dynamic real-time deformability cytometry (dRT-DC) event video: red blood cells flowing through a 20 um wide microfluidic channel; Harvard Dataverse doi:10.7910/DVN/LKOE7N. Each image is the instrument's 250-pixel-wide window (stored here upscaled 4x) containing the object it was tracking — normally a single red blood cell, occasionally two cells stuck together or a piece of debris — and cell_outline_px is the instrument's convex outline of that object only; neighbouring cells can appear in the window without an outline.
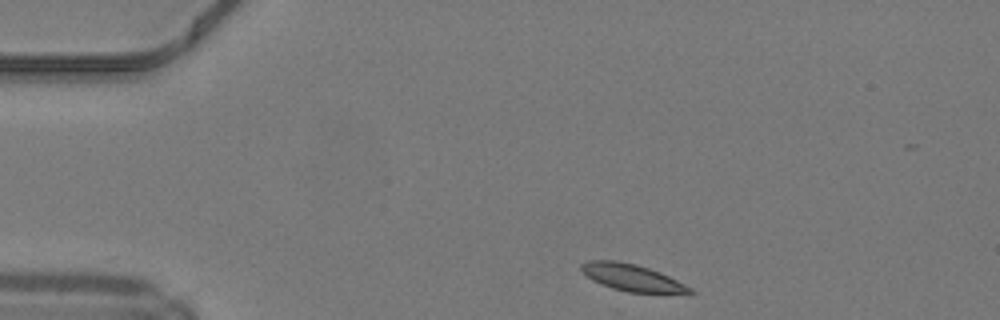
{"species": "common noctule bat (a hibernating species)", "species_latin": "Nyctalus noctula", "temperature_condition": "warm", "stored_images_in_passage": 41, "camera_frame_rate_fps": 3000, "um_per_image_px": 0.085, "animal": {"sex": "male", "body_mass_g": 19.2, "forearm_length_mm": 51.8}, "frame": {"image": 1, "passage_image": 1, "time_ms": 0.0, "image_size_px": [1000, 320], "cell_outline_px": [[696, 292], [628, 292], [612, 288], [600, 284], [592, 280], [580, 272], [580, 264], [588, 260], [616, 260], [636, 264], [660, 272], [692, 288]], "centroid_in_image_um": [53.61, 23.57], "position_along_channel_um": 31.4, "area_um2": 16.82}}
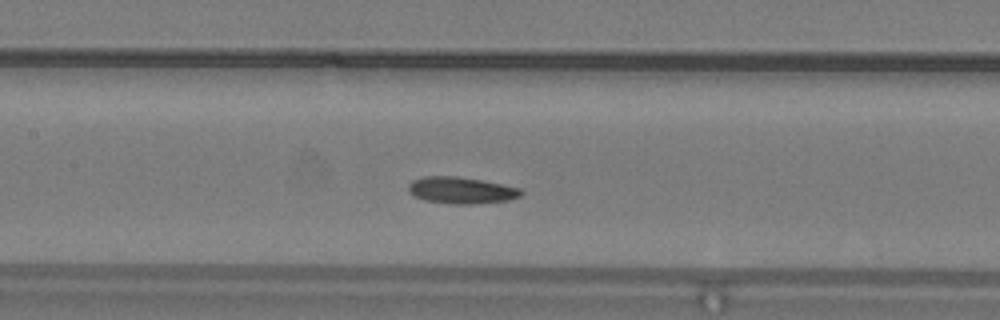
{"frame": {"image": 2, "passage_image": 15, "time_ms": 4.667, "image_size_px": [1000, 320], "cell_outline_px": [[524, 192], [520, 196], [508, 200], [472, 204], [452, 204], [424, 200], [408, 192], [408, 184], [412, 180], [424, 176], [452, 176], [480, 180], [520, 188]], "centroid_in_image_um": [39.17, 16.18], "position_along_channel_um": 168.2, "area_um2": 17.34}}
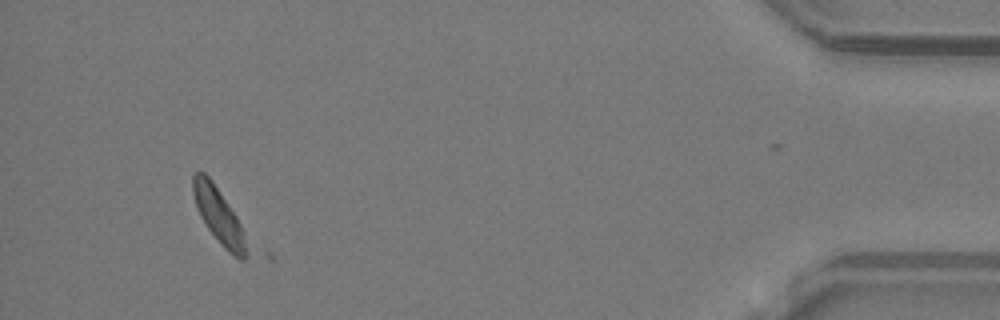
{"frame": {"image": 3, "passage_image": 38, "time_ms": 12.333, "image_size_px": [1000, 320], "cell_outline_px": [[252, 252], [244, 260], [240, 260], [232, 256], [224, 248], [208, 228], [200, 216], [196, 208], [192, 192], [192, 176], [196, 172], [204, 172], [212, 180], [236, 216], [240, 224]], "centroid_in_image_um": [18.63, 18.4], "position_along_channel_um": 416.6, "area_um2": 17.57}}